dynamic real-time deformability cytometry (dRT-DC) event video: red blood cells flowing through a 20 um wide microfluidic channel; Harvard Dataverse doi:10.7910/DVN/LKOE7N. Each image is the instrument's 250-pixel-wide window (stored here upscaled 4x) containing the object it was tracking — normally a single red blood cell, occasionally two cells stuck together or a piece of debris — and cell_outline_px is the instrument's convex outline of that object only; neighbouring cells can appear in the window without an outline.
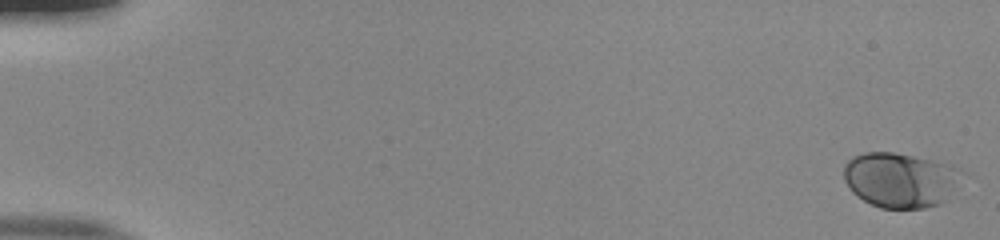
{"species": "human", "species_latin": "Homo sapiens", "temperature_condition": "room temperature", "stored_images_in_passage": 54, "camera_frame_rate_fps": 3000, "um_per_image_px": 0.085, "donor": {"sex": "male"}, "frame": {"image": 1, "passage_image": 1, "time_ms": 0.0, "image_size_px": [1000, 240], "cell_outline_px": [[964, 172], [944, 200], [940, 204], [924, 208], [880, 208], [856, 196], [852, 192], [844, 180], [844, 164], [852, 156], [864, 152], [892, 152], [952, 164], [960, 168]], "centroid_in_image_um": [76.49, 15.28], "position_along_channel_um": 8.5, "area_um2": 37.69}}
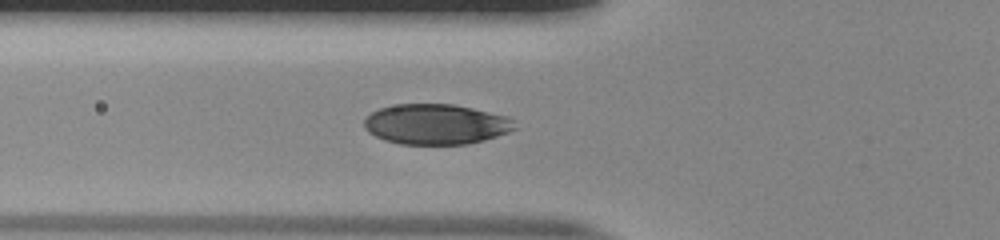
{"frame": {"image": 2, "passage_image": 21, "time_ms": 6.667, "image_size_px": [1000, 240], "cell_outline_px": [[516, 128], [508, 132], [484, 140], [468, 144], [400, 144], [384, 140], [368, 132], [364, 128], [364, 120], [372, 112], [380, 108], [396, 104], [452, 104], [472, 108], [508, 116], [512, 120]], "centroid_in_image_um": [37.04, 10.56], "position_along_channel_um": 88.8, "area_um2": 35.32}}
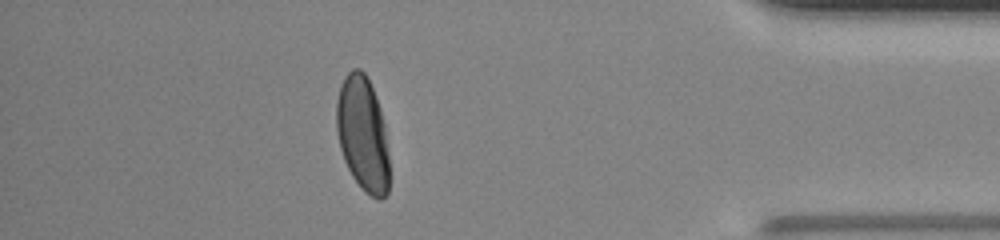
{"frame": {"image": 3, "passage_image": 48, "time_ms": 15.667, "image_size_px": [1000, 240], "cell_outline_px": [[388, 192], [380, 200], [376, 200], [364, 192], [352, 176], [344, 160], [340, 148], [336, 132], [336, 100], [340, 84], [344, 76], [352, 68], [360, 68], [364, 72], [376, 96], [380, 108], [384, 124], [388, 152]], "centroid_in_image_um": [30.81, 11.38], "position_along_channel_um": 404.4, "area_um2": 35.6}, "authors_computed_cell_mechanics": {"area_um2": 35.7782, "velocity_mm_per_s": 3.8772, "shape_relaxation_time_tau1_ms": 2.6978, "shape_relaxation_time_tau2_ms": null, "deformation_change_tau1": 0.1456, "deformation_change_tau2": null}}